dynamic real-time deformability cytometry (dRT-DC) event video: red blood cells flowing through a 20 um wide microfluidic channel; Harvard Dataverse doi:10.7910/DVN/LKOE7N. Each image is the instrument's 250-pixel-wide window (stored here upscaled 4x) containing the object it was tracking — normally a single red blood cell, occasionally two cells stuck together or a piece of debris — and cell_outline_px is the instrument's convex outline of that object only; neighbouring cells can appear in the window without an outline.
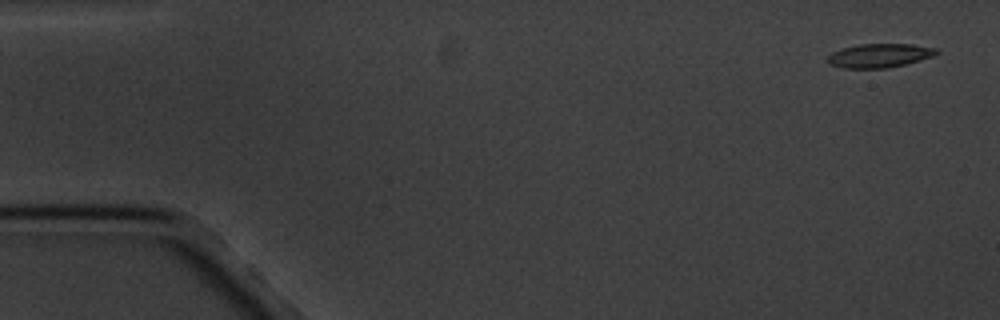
{"species": "common noctule bat (a hibernating species)", "species_latin": "Nyctalus noctula", "temperature_condition": "cold", "stored_images_in_passage": 4, "camera_frame_rate_fps": 3000, "um_per_image_px": 0.085, "animal": {"sex": "male", "body_mass_g": 20.1, "forearm_length_mm": 53.5}, "frame": {"image": 1, "passage_image": 1, "time_ms": 0.0, "image_size_px": [1000, 320], "cell_outline_px": [[940, 52], [932, 56], [920, 60], [888, 68], [840, 68], [828, 64], [828, 56], [832, 52], [844, 48], [860, 44], [912, 44], [936, 48]], "centroid_in_image_um": [74.74, 4.73], "position_along_channel_um": 10.3, "area_um2": 15.09}}
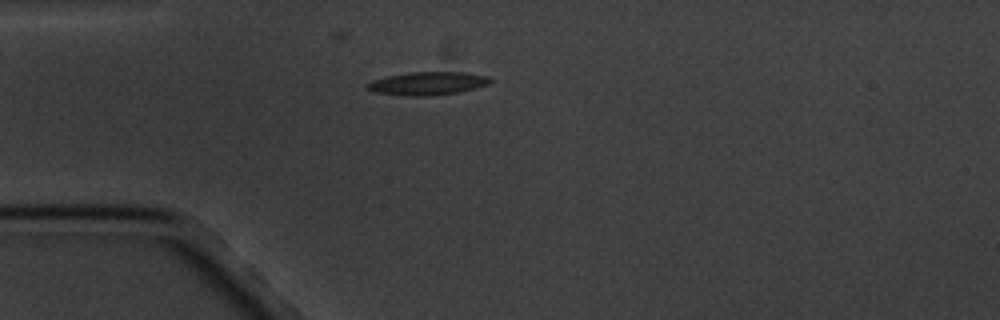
{"frame": {"image": 2, "passage_image": 4, "time_ms": 4.333, "image_size_px": [1000, 320], "cell_outline_px": [[492, 80], [488, 84], [456, 92], [428, 96], [404, 96], [372, 92], [364, 84], [372, 80], [388, 76], [408, 72], [464, 72], [488, 76]], "centroid_in_image_um": [36.27, 7.09], "position_along_channel_um": 48.7, "area_um2": 16.53}}